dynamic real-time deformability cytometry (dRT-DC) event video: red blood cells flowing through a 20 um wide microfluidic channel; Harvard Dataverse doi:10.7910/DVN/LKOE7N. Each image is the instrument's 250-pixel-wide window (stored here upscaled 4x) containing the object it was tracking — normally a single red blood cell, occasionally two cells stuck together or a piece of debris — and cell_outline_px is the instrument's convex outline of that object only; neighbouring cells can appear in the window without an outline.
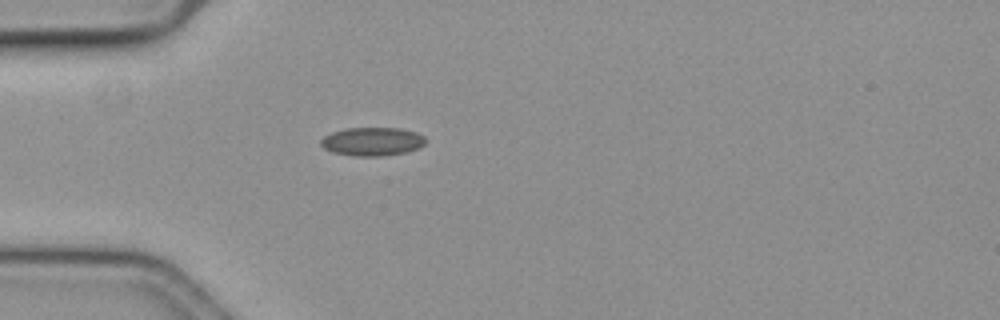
{"species": "common noctule bat (a hibernating species)", "species_latin": "Nyctalus noctula", "temperature_condition": "cold", "stored_images_in_passage": 26, "camera_frame_rate_fps": 3000, "um_per_image_px": 0.085, "animal": {"sex": "female", "body_mass_g": 19.3, "forearm_length_mm": 54.1}, "frame": {"image": 1, "passage_image": 2, "time_ms": 0.333, "image_size_px": [1000, 320], "cell_outline_px": [[428, 140], [420, 148], [408, 152], [384, 156], [356, 156], [332, 152], [324, 148], [320, 144], [320, 140], [324, 136], [332, 132], [344, 128], [400, 128], [416, 132], [424, 136]], "centroid_in_image_um": [31.67, 12.03], "position_along_channel_um": 53.3, "area_um2": 17.63}}
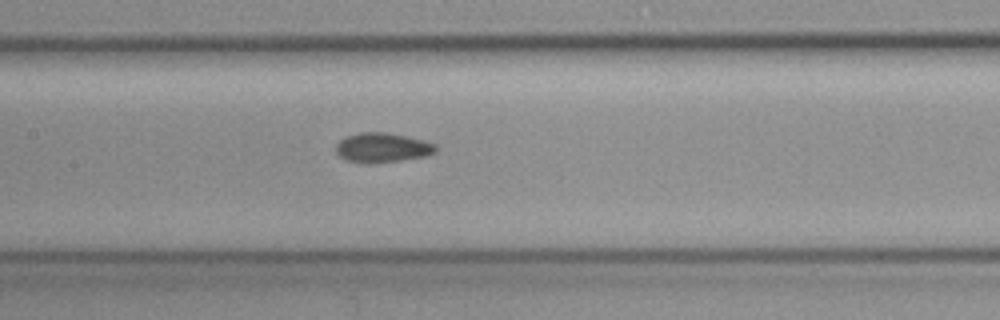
{"frame": {"image": 2, "passage_image": 13, "time_ms": 4.0, "image_size_px": [1000, 320], "cell_outline_px": [[436, 152], [424, 156], [400, 160], [348, 160], [340, 156], [336, 152], [336, 144], [344, 136], [360, 132], [388, 132], [436, 144]], "centroid_in_image_um": [32.49, 12.49], "position_along_channel_um": 174.9, "area_um2": 16.3}}
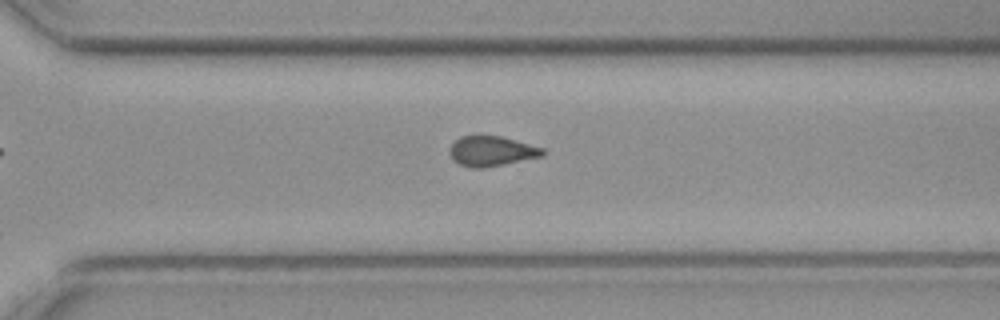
{"frame": {"image": 3, "passage_image": 26, "time_ms": 8.333, "image_size_px": [1000, 320], "cell_outline_px": [[544, 156], [484, 168], [472, 168], [460, 164], [452, 160], [448, 152], [448, 148], [460, 136], [500, 136], [544, 148]], "centroid_in_image_um": [41.75, 12.85], "position_along_channel_um": 328.8, "area_um2": 16.3}}